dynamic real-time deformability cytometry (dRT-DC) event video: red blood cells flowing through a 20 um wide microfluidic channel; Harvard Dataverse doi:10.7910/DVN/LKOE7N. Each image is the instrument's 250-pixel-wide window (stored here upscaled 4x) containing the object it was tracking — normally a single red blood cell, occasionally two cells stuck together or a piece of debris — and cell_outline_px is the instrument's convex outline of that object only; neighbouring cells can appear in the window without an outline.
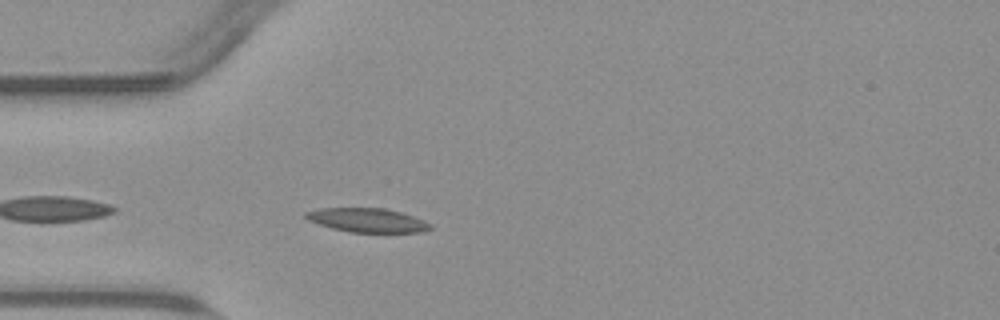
{"species": "common noctule bat (a hibernating species)", "species_latin": "Nyctalus noctula", "temperature_condition": "warm", "stored_images_in_passage": 31, "camera_frame_rate_fps": 3000, "um_per_image_px": 0.085, "animal": {"sex": "male", "body_mass_g": 23.1, "forearm_length_mm": 52.7}, "frame": {"image": 1, "passage_image": 4, "time_ms": 1.0, "image_size_px": [1000, 320], "cell_outline_px": [[432, 228], [420, 232], [348, 232], [332, 228], [308, 220], [304, 216], [304, 212], [320, 208], [384, 208], [400, 212], [424, 220], [432, 224]], "centroid_in_image_um": [31.21, 18.71], "position_along_channel_um": 53.8, "area_um2": 17.34}}
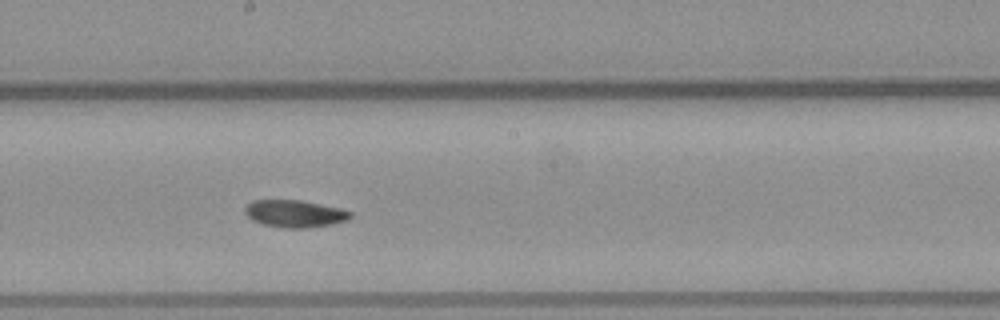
{"frame": {"image": 2, "passage_image": 18, "time_ms": 5.667, "image_size_px": [1000, 320], "cell_outline_px": [[352, 216], [344, 220], [332, 224], [308, 228], [284, 228], [260, 224], [252, 220], [244, 212], [244, 208], [252, 200], [300, 200], [340, 208], [352, 212]], "centroid_in_image_um": [25.01, 18.16], "position_along_channel_um": 223.2, "area_um2": 16.76}}
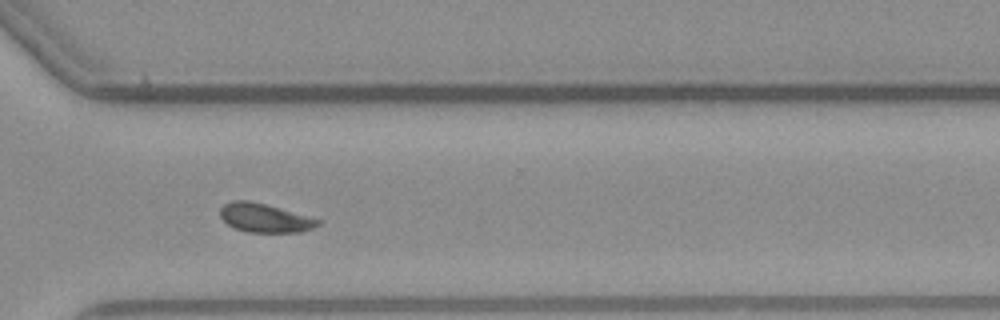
{"frame": {"image": 3, "passage_image": 28, "time_ms": 9.0, "image_size_px": [1000, 320], "cell_outline_px": [[324, 220], [320, 224], [312, 228], [300, 232], [248, 232], [236, 228], [228, 224], [220, 216], [220, 208], [224, 204], [232, 200], [248, 200], [264, 204]], "centroid_in_image_um": [22.52, 18.52], "position_along_channel_um": 348.1, "area_um2": 16.3}, "authors_computed_cell_mechanics": {"area_um2": 17.1088, "velocity_mm_per_s": 3.7534, "shape_relaxation_time_tau1_ms": null, "shape_relaxation_time_tau2_ms": 8.688, "deformation_change_tau1": null, "deformation_change_tau2": 0.1135}}